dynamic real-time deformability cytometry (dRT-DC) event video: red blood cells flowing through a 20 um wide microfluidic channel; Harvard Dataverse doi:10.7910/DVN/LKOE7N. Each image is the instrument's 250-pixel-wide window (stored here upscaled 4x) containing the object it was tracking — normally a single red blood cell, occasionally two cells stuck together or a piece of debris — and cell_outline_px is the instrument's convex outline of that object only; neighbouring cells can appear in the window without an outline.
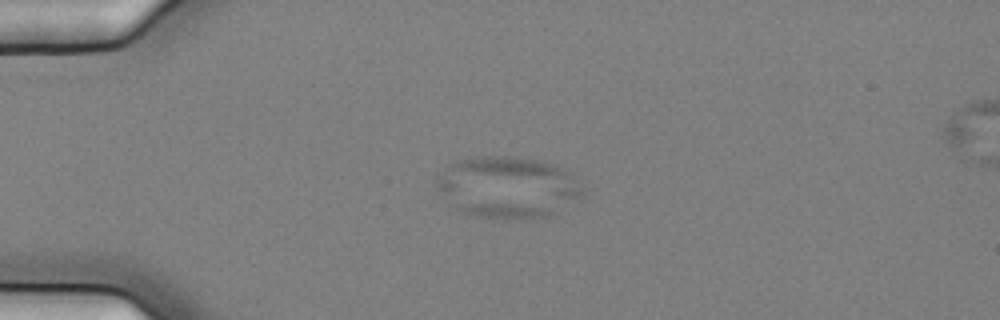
{"species": "common noctule bat (a hibernating species)", "species_latin": "Nyctalus noctula", "temperature_condition": "cold", "stored_images_in_passage": 59, "camera_frame_rate_fps": 3000, "um_per_image_px": 0.085, "animal": {"sex": "female", "body_mass_g": 25.1}, "frame": {"image": 1, "passage_image": 17, "time_ms": 5.333, "image_size_px": [1000, 320], "cell_outline_px": [[584, 196], [548, 216], [524, 220], [476, 216], [460, 212], [448, 208], [436, 184], [436, 180], [456, 160], [476, 156], [512, 156], [540, 160], [556, 164], [568, 168]], "centroid_in_image_um": [43.14, 15.92], "position_along_channel_um": 41.9, "area_um2": 52.83}}
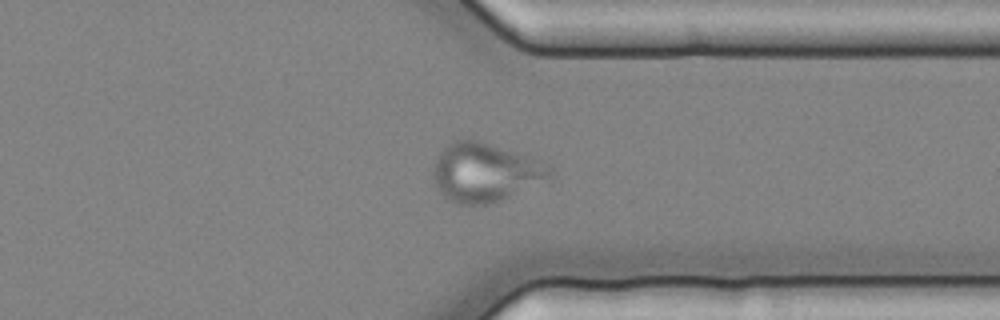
{"frame": {"image": 2, "passage_image": 47, "time_ms": 15.333, "image_size_px": [1000, 320], "cell_outline_px": [[556, 172], [548, 180], [500, 200], [488, 204], [460, 204], [448, 200], [436, 188], [432, 180], [436, 156], [448, 144], [456, 140], [476, 140], [548, 164]], "centroid_in_image_um": [41.21, 14.68], "position_along_channel_um": 370.2, "area_um2": 39.42}}
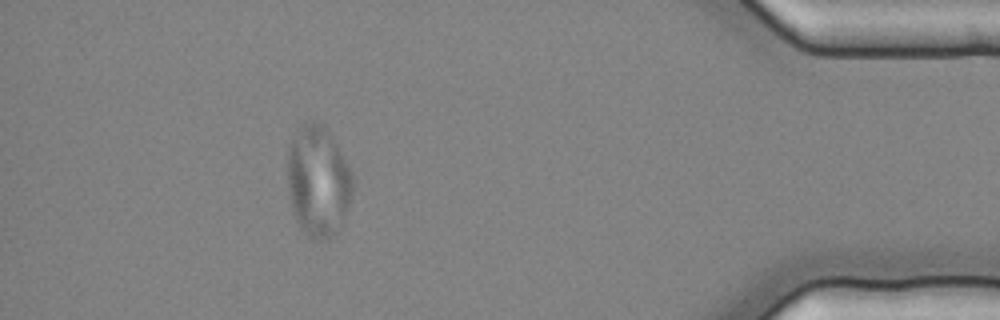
{"frame": {"image": 3, "passage_image": 54, "time_ms": 17.667, "image_size_px": [1000, 320], "cell_outline_px": [[352, 192], [344, 216], [340, 224], [328, 240], [312, 240], [300, 228], [296, 220], [292, 208], [288, 188], [288, 148], [292, 140], [300, 128], [304, 124], [312, 120], [324, 124], [328, 128], [352, 172]], "centroid_in_image_um": [27.03, 15.39], "position_along_channel_um": 408.2, "area_um2": 41.85}}